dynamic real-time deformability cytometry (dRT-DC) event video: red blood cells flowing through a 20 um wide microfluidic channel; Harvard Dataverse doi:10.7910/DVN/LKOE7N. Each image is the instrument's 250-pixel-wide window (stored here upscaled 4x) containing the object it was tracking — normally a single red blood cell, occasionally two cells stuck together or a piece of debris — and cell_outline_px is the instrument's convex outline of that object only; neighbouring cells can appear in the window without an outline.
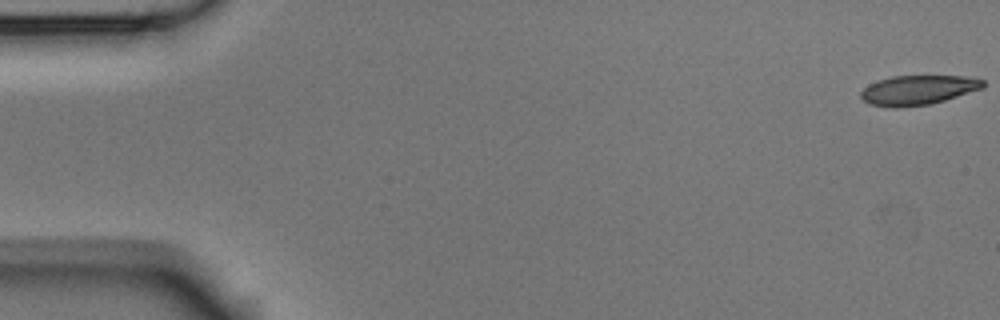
{"species": "Egyptian fruit bat (a non-hibernating species)", "species_latin": "Rousettus aegyptiacus", "temperature_condition": "room temperature", "stored_images_in_passage": 54, "camera_frame_rate_fps": 3000, "um_per_image_px": 0.085, "animal": {"sex": "male"}, "frame": {"image": 1, "passage_image": 1, "time_ms": 0.0, "image_size_px": [1000, 320], "cell_outline_px": [[984, 88], [944, 100], [928, 104], [900, 108], [892, 108], [868, 104], [860, 96], [860, 92], [868, 84], [892, 76], [964, 76], [984, 80]], "centroid_in_image_um": [78.0, 7.66], "position_along_channel_um": 7.0, "area_um2": 21.04}}
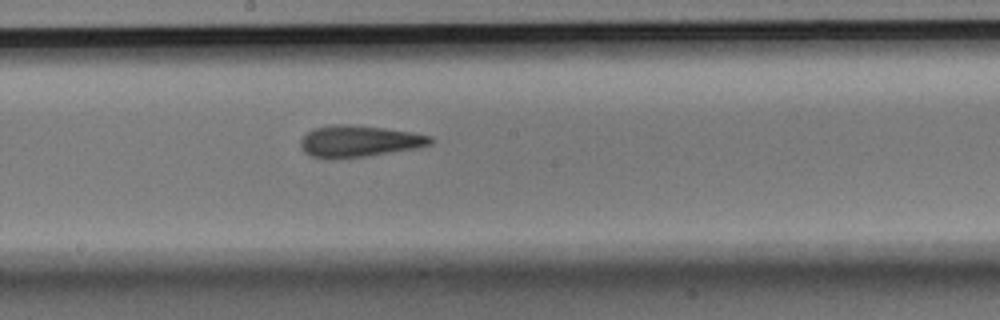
{"frame": {"image": 2, "passage_image": 29, "time_ms": 9.333, "image_size_px": [1000, 320], "cell_outline_px": [[432, 144], [416, 148], [364, 156], [312, 156], [304, 152], [300, 144], [300, 140], [312, 128], [332, 124], [344, 124], [380, 128], [412, 132], [432, 136]], "centroid_in_image_um": [30.54, 11.96], "position_along_channel_um": 217.7, "area_um2": 23.0}}
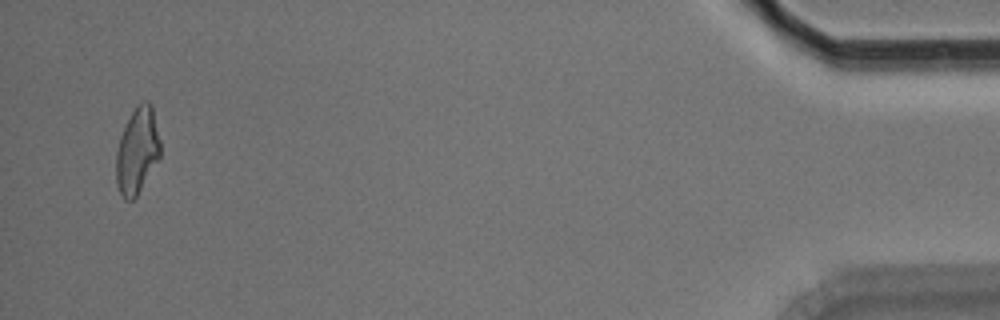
{"frame": {"image": 3, "passage_image": 52, "time_ms": 17.0, "image_size_px": [1000, 320], "cell_outline_px": [[160, 156], [136, 196], [132, 200], [124, 200], [116, 184], [116, 152], [120, 136], [136, 104], [144, 100], [148, 100], [152, 104], [160, 140]], "centroid_in_image_um": [11.66, 12.78], "position_along_channel_um": 423.5, "area_um2": 22.08}, "authors_computed_cell_mechanics": {"area_um2": 22.9177, "velocity_mm_per_s": 3.7719, "shape_relaxation_time_tau1_ms": 4.9947, "shape_relaxation_time_tau2_ms": 2.228, "deformation_change_tau1": 0.1856, "deformation_change_tau2": 0.1251}}